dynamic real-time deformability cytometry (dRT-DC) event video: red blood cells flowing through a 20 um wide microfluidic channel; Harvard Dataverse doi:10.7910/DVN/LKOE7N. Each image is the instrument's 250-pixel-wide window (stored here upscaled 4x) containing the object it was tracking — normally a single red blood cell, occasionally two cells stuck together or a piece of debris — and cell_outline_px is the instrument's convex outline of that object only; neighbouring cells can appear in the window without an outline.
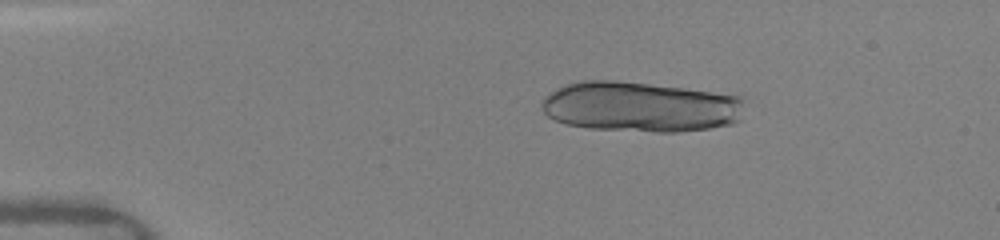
{"species": "human", "species_latin": "Homo sapiens", "temperature_condition": "warm", "stored_images_in_passage": 36, "camera_frame_rate_fps": 3000, "um_per_image_px": 0.085, "donor": {"sex": "female"}, "frame": {"image": 1, "passage_image": 7, "time_ms": 2.667, "image_size_px": [1000, 240], "cell_outline_px": [[744, 100], [740, 120], [732, 124], [708, 128], [676, 132], [656, 132], [588, 128], [568, 124], [556, 120], [548, 116], [544, 112], [540, 104], [540, 100], [544, 96], [556, 88], [564, 84], [580, 80], [616, 80], [740, 92]], "centroid_in_image_um": [54.52, 9.03], "position_along_channel_um": 30.5, "area_um2": 61.21}}
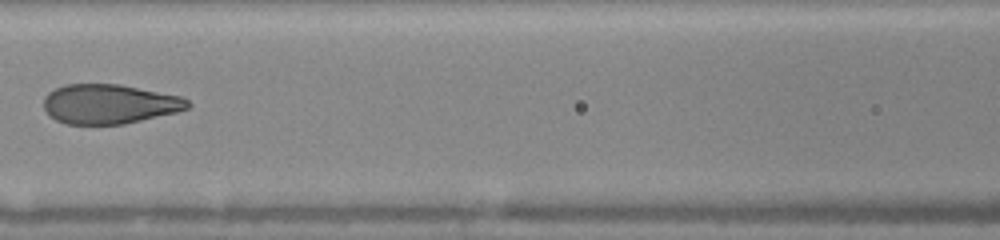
{"frame": {"image": 2, "passage_image": 18, "time_ms": 7.667, "image_size_px": [1000, 240], "cell_outline_px": [[192, 104], [188, 108], [176, 112], [124, 124], [68, 124], [56, 120], [44, 108], [44, 96], [48, 92], [64, 84], [120, 84], [180, 96], [188, 100]], "centroid_in_image_um": [9.29, 8.83], "position_along_channel_um": 157.3, "area_um2": 33.06}}
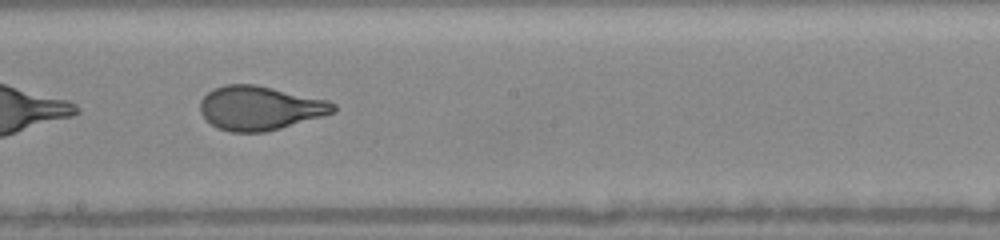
{"frame": {"image": 3, "passage_image": 22, "time_ms": 9.333, "image_size_px": [1000, 240], "cell_outline_px": [[336, 112], [280, 128], [264, 132], [232, 132], [216, 128], [200, 112], [200, 100], [212, 88], [224, 84], [256, 84], [328, 100], [336, 104]], "centroid_in_image_um": [22.08, 9.17], "position_along_channel_um": 226.1, "area_um2": 34.22}, "authors_computed_cell_mechanics": {"area_um2": 36.8475, "velocity_mm_per_s": 4.1344, "shape_relaxation_time_tau1_ms": 3.8463, "shape_relaxation_time_tau2_ms": null, "deformation_change_tau1": 0.1821, "deformation_change_tau2": null}}